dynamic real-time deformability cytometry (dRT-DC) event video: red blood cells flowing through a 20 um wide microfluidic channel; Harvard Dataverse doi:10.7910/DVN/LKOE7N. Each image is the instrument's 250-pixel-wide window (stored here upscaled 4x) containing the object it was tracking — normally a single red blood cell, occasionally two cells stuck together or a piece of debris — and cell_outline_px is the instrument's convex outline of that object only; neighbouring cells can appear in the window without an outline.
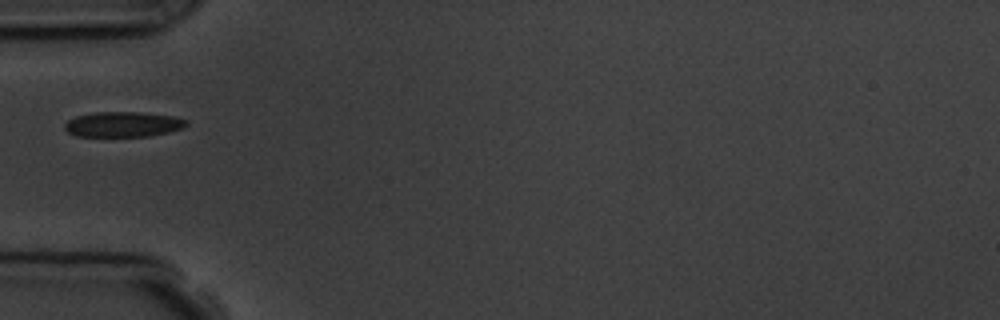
{"species": "common noctule bat (a hibernating species)", "species_latin": "Nyctalus noctula", "temperature_condition": "room temperature", "stored_images_in_passage": 1, "camera_frame_rate_fps": 3000, "um_per_image_px": 0.085, "animal": {"sex": "male", "body_mass_g": 19.5, "forearm_length_mm": 54.6}, "frame": {"image": 1, "passage_image": 1, "time_ms": 0.0, "image_size_px": [1000, 320], "cell_outline_px": [[188, 124], [184, 128], [168, 132], [148, 136], [76, 136], [68, 132], [64, 128], [64, 124], [68, 120], [76, 116], [96, 112], [140, 112], [172, 116], [188, 120]], "centroid_in_image_um": [10.46, 10.56], "position_along_channel_um": 74.5, "area_um2": 17.86}}